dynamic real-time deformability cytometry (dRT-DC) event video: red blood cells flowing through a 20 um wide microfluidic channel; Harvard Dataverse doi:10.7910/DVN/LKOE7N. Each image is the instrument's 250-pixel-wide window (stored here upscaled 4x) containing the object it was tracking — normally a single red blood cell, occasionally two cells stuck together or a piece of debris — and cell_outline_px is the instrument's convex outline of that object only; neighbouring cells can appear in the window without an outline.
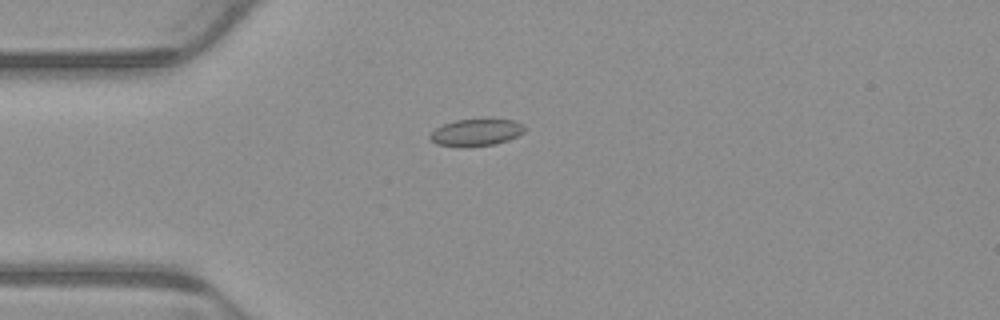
{"species": "common noctule bat (a hibernating species)", "species_latin": "Nyctalus noctula", "temperature_condition": "warm", "stored_images_in_passage": 3, "camera_frame_rate_fps": 3000, "um_per_image_px": 0.085, "animal": {"sex": "male", "body_mass_g": 23.1, "forearm_length_mm": 52.7}, "frame": {"image": 1, "passage_image": 3, "time_ms": 0.667, "image_size_px": [1000, 320], "cell_outline_px": [[524, 132], [508, 140], [496, 144], [436, 144], [428, 136], [436, 128], [444, 124], [456, 120], [484, 116], [492, 116], [516, 120], [524, 124]], "centroid_in_image_um": [40.58, 11.14], "position_along_channel_um": 44.4, "area_um2": 14.97}}